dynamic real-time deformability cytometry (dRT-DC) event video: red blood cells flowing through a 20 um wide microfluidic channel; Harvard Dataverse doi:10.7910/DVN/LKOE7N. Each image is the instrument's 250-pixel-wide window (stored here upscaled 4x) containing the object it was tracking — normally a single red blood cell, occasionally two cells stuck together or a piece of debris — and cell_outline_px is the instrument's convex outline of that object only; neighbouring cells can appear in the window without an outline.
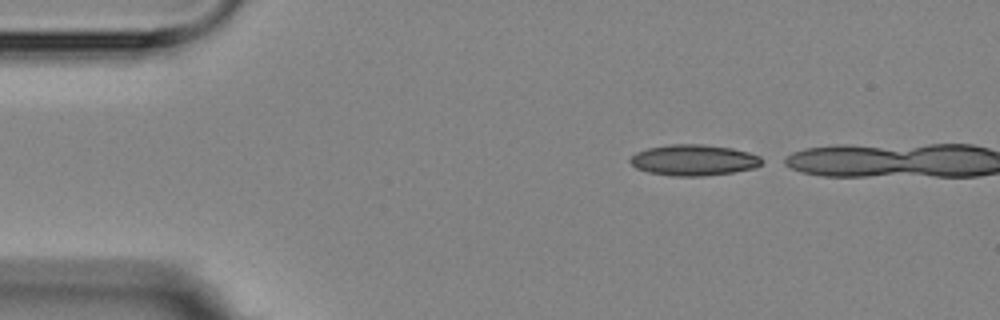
{"species": "Egyptian fruit bat (a non-hibernating species)", "species_latin": "Rousettus aegyptiacus", "temperature_condition": "room temperature", "stored_images_in_passage": 2, "camera_frame_rate_fps": 3000, "um_per_image_px": 0.085, "animal": {"sex": "female"}, "frame": {"image": 1, "passage_image": 1, "time_ms": 0.0, "image_size_px": [1000, 320], "cell_outline_px": [[768, 160], [752, 168], [732, 172], [704, 176], [672, 176], [648, 172], [636, 168], [628, 160], [636, 152], [648, 148], [672, 144], [700, 144], [732, 148], [748, 152], [760, 156]], "centroid_in_image_um": [58.98, 13.61], "position_along_channel_um": 26.0, "area_um2": 23.76}}